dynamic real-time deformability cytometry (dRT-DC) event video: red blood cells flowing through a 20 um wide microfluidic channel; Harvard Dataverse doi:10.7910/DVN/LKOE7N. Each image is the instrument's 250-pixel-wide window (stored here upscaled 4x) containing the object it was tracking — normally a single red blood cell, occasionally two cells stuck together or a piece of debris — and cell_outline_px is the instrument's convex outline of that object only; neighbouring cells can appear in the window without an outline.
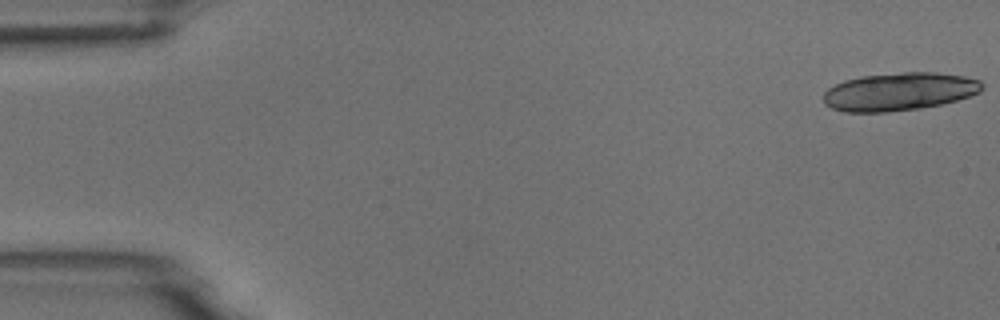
{"species": "common noctule bat (a hibernating species)", "species_latin": "Nyctalus noctula", "temperature_condition": "room temperature", "stored_images_in_passage": 5, "camera_frame_rate_fps": 3000, "um_per_image_px": 0.085, "animal": {"sex": "male", "body_mass_g": 18.8}, "frame": {"image": 1, "passage_image": 1, "time_ms": 0.0, "image_size_px": [1000, 320], "cell_outline_px": [[984, 88], [980, 92], [956, 100], [940, 104], [920, 108], [884, 112], [844, 112], [832, 108], [824, 104], [824, 92], [828, 88], [844, 80], [860, 76], [904, 72], [936, 72], [964, 76], [980, 80], [984, 84]], "centroid_in_image_um": [76.43, 7.78], "position_along_channel_um": 8.6, "area_um2": 35.14}}